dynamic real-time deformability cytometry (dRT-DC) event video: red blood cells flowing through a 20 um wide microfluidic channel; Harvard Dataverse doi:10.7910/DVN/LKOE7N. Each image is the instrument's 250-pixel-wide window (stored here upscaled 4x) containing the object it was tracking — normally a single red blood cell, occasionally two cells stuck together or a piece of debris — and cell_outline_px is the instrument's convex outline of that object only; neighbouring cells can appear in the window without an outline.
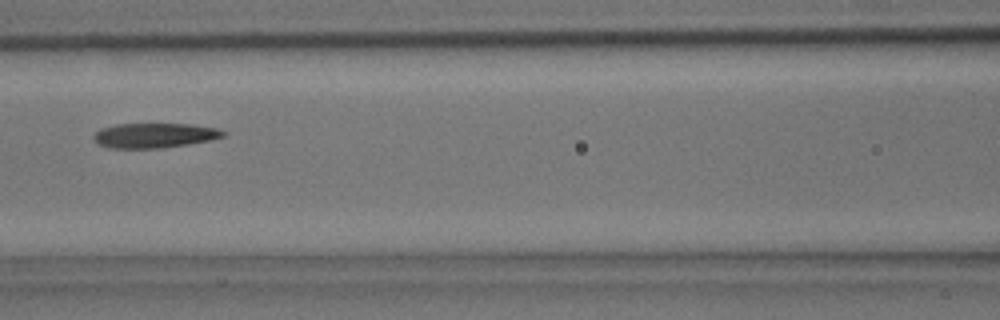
{"species": "common noctule bat (a hibernating species)", "species_latin": "Nyctalus noctula", "temperature_condition": "room temperature", "stored_images_in_passage": 6, "camera_frame_rate_fps": 3000, "um_per_image_px": 0.085, "animal": {"sex": "male", "body_mass_g": 15.6}, "frame": {"image": 1, "passage_image": 6, "time_ms": 1.667, "image_size_px": [1000, 320], "cell_outline_px": [[228, 132], [224, 136], [208, 140], [188, 144], [160, 148], [108, 148], [100, 144], [92, 136], [100, 128], [116, 124], [192, 124], [216, 128]], "centroid_in_image_um": [13.13, 11.5], "position_along_channel_um": 153.5, "area_um2": 18.61}}